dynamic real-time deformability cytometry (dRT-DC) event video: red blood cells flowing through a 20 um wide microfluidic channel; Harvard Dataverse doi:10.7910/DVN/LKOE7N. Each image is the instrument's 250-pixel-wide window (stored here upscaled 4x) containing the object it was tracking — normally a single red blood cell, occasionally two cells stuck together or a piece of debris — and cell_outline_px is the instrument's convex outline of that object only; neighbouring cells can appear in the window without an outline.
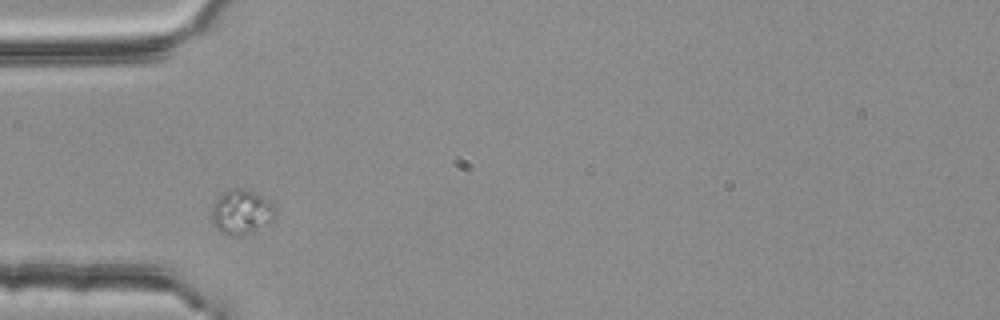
{"species": "common noctule bat (a hibernating species)", "species_latin": "Nyctalus noctula", "temperature_condition": "room temperature", "stored_images_in_passage": 3, "camera_frame_rate_fps": 3000, "um_per_image_px": 0.085, "animal": {"sex": "female", "body_mass_g": 25.1}, "frame": {"image": 1, "passage_image": 1, "time_ms": 0.0, "image_size_px": [1000, 320], "cell_outline_px": [[276, 216], [272, 220], [252, 232], [240, 236], [232, 236], [220, 232], [212, 224], [212, 208], [216, 200], [224, 192], [236, 188], [240, 188], [252, 192], [272, 200], [276, 208]], "centroid_in_image_um": [20.55, 18.04], "position_along_channel_um": 64.5, "area_um2": 16.53}}